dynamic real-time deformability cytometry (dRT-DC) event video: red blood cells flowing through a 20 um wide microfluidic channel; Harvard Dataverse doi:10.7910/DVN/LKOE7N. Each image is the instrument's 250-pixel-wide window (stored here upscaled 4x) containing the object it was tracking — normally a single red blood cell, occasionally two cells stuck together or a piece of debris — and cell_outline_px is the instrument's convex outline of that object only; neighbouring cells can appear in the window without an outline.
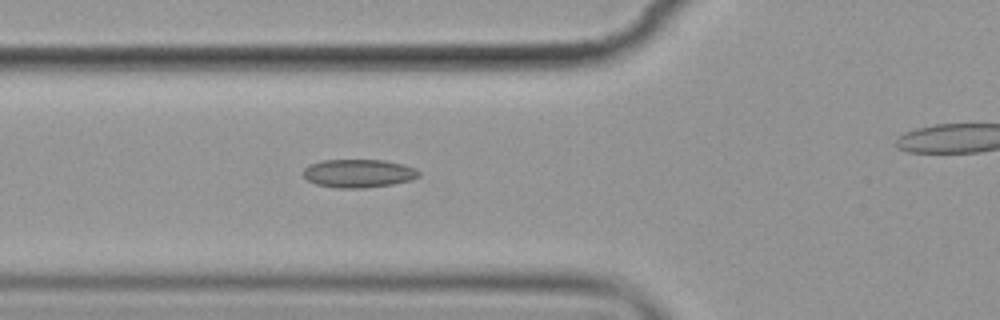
{"species": "common noctule bat (a hibernating species)", "species_latin": "Nyctalus noctula", "temperature_condition": "cold", "stored_images_in_passage": 7, "camera_frame_rate_fps": 3000, "um_per_image_px": 0.085, "animal": {"sex": "female", "body_mass_g": 19.9}, "frame": {"image": 1, "passage_image": 6, "time_ms": 6.0, "image_size_px": [1000, 320], "cell_outline_px": [[420, 176], [412, 180], [392, 184], [364, 188], [336, 188], [316, 184], [308, 180], [304, 176], [304, 168], [308, 164], [324, 160], [384, 160], [416, 168], [420, 172]], "centroid_in_image_um": [30.48, 14.74], "position_along_channel_um": 95.3, "area_um2": 19.07}}